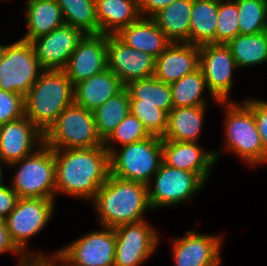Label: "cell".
<instances>
[{"label": "cell", "mask_w": 267, "mask_h": 266, "mask_svg": "<svg viewBox=\"0 0 267 266\" xmlns=\"http://www.w3.org/2000/svg\"><path fill=\"white\" fill-rule=\"evenodd\" d=\"M125 88L129 93L130 101H140V104L155 105L168 114L173 108L170 84L161 82L154 76L132 81Z\"/></svg>", "instance_id": "29"}, {"label": "cell", "mask_w": 267, "mask_h": 266, "mask_svg": "<svg viewBox=\"0 0 267 266\" xmlns=\"http://www.w3.org/2000/svg\"><path fill=\"white\" fill-rule=\"evenodd\" d=\"M238 9L235 0H218L215 43L226 44L239 35Z\"/></svg>", "instance_id": "35"}, {"label": "cell", "mask_w": 267, "mask_h": 266, "mask_svg": "<svg viewBox=\"0 0 267 266\" xmlns=\"http://www.w3.org/2000/svg\"><path fill=\"white\" fill-rule=\"evenodd\" d=\"M44 143V134L26 117L0 125V160L11 164L34 153V143Z\"/></svg>", "instance_id": "17"}, {"label": "cell", "mask_w": 267, "mask_h": 266, "mask_svg": "<svg viewBox=\"0 0 267 266\" xmlns=\"http://www.w3.org/2000/svg\"><path fill=\"white\" fill-rule=\"evenodd\" d=\"M104 229L86 234L57 253L70 266H114L115 231Z\"/></svg>", "instance_id": "13"}, {"label": "cell", "mask_w": 267, "mask_h": 266, "mask_svg": "<svg viewBox=\"0 0 267 266\" xmlns=\"http://www.w3.org/2000/svg\"><path fill=\"white\" fill-rule=\"evenodd\" d=\"M199 49V68L209 93L217 103L227 102L233 85L232 73L238 68L229 47L223 43H213L202 45Z\"/></svg>", "instance_id": "11"}, {"label": "cell", "mask_w": 267, "mask_h": 266, "mask_svg": "<svg viewBox=\"0 0 267 266\" xmlns=\"http://www.w3.org/2000/svg\"><path fill=\"white\" fill-rule=\"evenodd\" d=\"M199 46L171 43L156 59L154 77L166 84L180 80L199 68Z\"/></svg>", "instance_id": "20"}, {"label": "cell", "mask_w": 267, "mask_h": 266, "mask_svg": "<svg viewBox=\"0 0 267 266\" xmlns=\"http://www.w3.org/2000/svg\"><path fill=\"white\" fill-rule=\"evenodd\" d=\"M193 0H175L152 19L171 43H190Z\"/></svg>", "instance_id": "25"}, {"label": "cell", "mask_w": 267, "mask_h": 266, "mask_svg": "<svg viewBox=\"0 0 267 266\" xmlns=\"http://www.w3.org/2000/svg\"><path fill=\"white\" fill-rule=\"evenodd\" d=\"M130 112L137 117L150 135L163 137L168 124V113L155 105L130 101Z\"/></svg>", "instance_id": "36"}, {"label": "cell", "mask_w": 267, "mask_h": 266, "mask_svg": "<svg viewBox=\"0 0 267 266\" xmlns=\"http://www.w3.org/2000/svg\"><path fill=\"white\" fill-rule=\"evenodd\" d=\"M130 112V96L124 87L93 111L96 129L104 142Z\"/></svg>", "instance_id": "28"}, {"label": "cell", "mask_w": 267, "mask_h": 266, "mask_svg": "<svg viewBox=\"0 0 267 266\" xmlns=\"http://www.w3.org/2000/svg\"><path fill=\"white\" fill-rule=\"evenodd\" d=\"M124 87L118 76L107 68L74 86V102L94 111Z\"/></svg>", "instance_id": "21"}, {"label": "cell", "mask_w": 267, "mask_h": 266, "mask_svg": "<svg viewBox=\"0 0 267 266\" xmlns=\"http://www.w3.org/2000/svg\"><path fill=\"white\" fill-rule=\"evenodd\" d=\"M44 143L52 149H79L103 146L96 129L93 111L73 102L58 116L44 134Z\"/></svg>", "instance_id": "4"}, {"label": "cell", "mask_w": 267, "mask_h": 266, "mask_svg": "<svg viewBox=\"0 0 267 266\" xmlns=\"http://www.w3.org/2000/svg\"><path fill=\"white\" fill-rule=\"evenodd\" d=\"M52 262L59 261V266H70L58 253H55V255H52L51 258H49ZM64 262V263H63Z\"/></svg>", "instance_id": "43"}, {"label": "cell", "mask_w": 267, "mask_h": 266, "mask_svg": "<svg viewBox=\"0 0 267 266\" xmlns=\"http://www.w3.org/2000/svg\"><path fill=\"white\" fill-rule=\"evenodd\" d=\"M175 0H138L139 11L145 14L143 17L152 18L160 10L166 8L168 5L173 3Z\"/></svg>", "instance_id": "40"}, {"label": "cell", "mask_w": 267, "mask_h": 266, "mask_svg": "<svg viewBox=\"0 0 267 266\" xmlns=\"http://www.w3.org/2000/svg\"><path fill=\"white\" fill-rule=\"evenodd\" d=\"M28 31L23 40H32L49 34L65 24L62 10L56 0H28L26 4Z\"/></svg>", "instance_id": "24"}, {"label": "cell", "mask_w": 267, "mask_h": 266, "mask_svg": "<svg viewBox=\"0 0 267 266\" xmlns=\"http://www.w3.org/2000/svg\"><path fill=\"white\" fill-rule=\"evenodd\" d=\"M19 197L15 190L6 185L0 187V219L5 220L14 210Z\"/></svg>", "instance_id": "39"}, {"label": "cell", "mask_w": 267, "mask_h": 266, "mask_svg": "<svg viewBox=\"0 0 267 266\" xmlns=\"http://www.w3.org/2000/svg\"><path fill=\"white\" fill-rule=\"evenodd\" d=\"M226 107V148L239 155L246 163H265L264 145L252 110L243 104L219 102Z\"/></svg>", "instance_id": "7"}, {"label": "cell", "mask_w": 267, "mask_h": 266, "mask_svg": "<svg viewBox=\"0 0 267 266\" xmlns=\"http://www.w3.org/2000/svg\"><path fill=\"white\" fill-rule=\"evenodd\" d=\"M74 102V86L64 70H44L24 97L25 116L43 133Z\"/></svg>", "instance_id": "3"}, {"label": "cell", "mask_w": 267, "mask_h": 266, "mask_svg": "<svg viewBox=\"0 0 267 266\" xmlns=\"http://www.w3.org/2000/svg\"><path fill=\"white\" fill-rule=\"evenodd\" d=\"M116 36L127 46L143 51L155 59L171 44L152 18L141 17L122 28Z\"/></svg>", "instance_id": "22"}, {"label": "cell", "mask_w": 267, "mask_h": 266, "mask_svg": "<svg viewBox=\"0 0 267 266\" xmlns=\"http://www.w3.org/2000/svg\"><path fill=\"white\" fill-rule=\"evenodd\" d=\"M65 24L81 30L84 34H100L96 18L95 0H56Z\"/></svg>", "instance_id": "31"}, {"label": "cell", "mask_w": 267, "mask_h": 266, "mask_svg": "<svg viewBox=\"0 0 267 266\" xmlns=\"http://www.w3.org/2000/svg\"><path fill=\"white\" fill-rule=\"evenodd\" d=\"M205 107H173L168 114L167 130L162 140L197 142Z\"/></svg>", "instance_id": "26"}, {"label": "cell", "mask_w": 267, "mask_h": 266, "mask_svg": "<svg viewBox=\"0 0 267 266\" xmlns=\"http://www.w3.org/2000/svg\"><path fill=\"white\" fill-rule=\"evenodd\" d=\"M2 161L0 160V187L3 185V183H2V163H1Z\"/></svg>", "instance_id": "45"}, {"label": "cell", "mask_w": 267, "mask_h": 266, "mask_svg": "<svg viewBox=\"0 0 267 266\" xmlns=\"http://www.w3.org/2000/svg\"><path fill=\"white\" fill-rule=\"evenodd\" d=\"M154 178V188L147 186L151 209L185 202L205 184L197 173L172 168L164 162L161 163Z\"/></svg>", "instance_id": "10"}, {"label": "cell", "mask_w": 267, "mask_h": 266, "mask_svg": "<svg viewBox=\"0 0 267 266\" xmlns=\"http://www.w3.org/2000/svg\"><path fill=\"white\" fill-rule=\"evenodd\" d=\"M244 103L253 112L257 129L264 145L265 162H267V102L259 99H248Z\"/></svg>", "instance_id": "38"}, {"label": "cell", "mask_w": 267, "mask_h": 266, "mask_svg": "<svg viewBox=\"0 0 267 266\" xmlns=\"http://www.w3.org/2000/svg\"><path fill=\"white\" fill-rule=\"evenodd\" d=\"M43 71L31 42L20 39L6 45L0 62V89L25 97Z\"/></svg>", "instance_id": "8"}, {"label": "cell", "mask_w": 267, "mask_h": 266, "mask_svg": "<svg viewBox=\"0 0 267 266\" xmlns=\"http://www.w3.org/2000/svg\"><path fill=\"white\" fill-rule=\"evenodd\" d=\"M56 193L93 199L110 174V154L104 146L53 149Z\"/></svg>", "instance_id": "1"}, {"label": "cell", "mask_w": 267, "mask_h": 266, "mask_svg": "<svg viewBox=\"0 0 267 266\" xmlns=\"http://www.w3.org/2000/svg\"><path fill=\"white\" fill-rule=\"evenodd\" d=\"M110 154V174L123 180L151 185L152 176L163 162L162 138H149L121 146ZM151 180V181H150Z\"/></svg>", "instance_id": "5"}, {"label": "cell", "mask_w": 267, "mask_h": 266, "mask_svg": "<svg viewBox=\"0 0 267 266\" xmlns=\"http://www.w3.org/2000/svg\"><path fill=\"white\" fill-rule=\"evenodd\" d=\"M17 266H56L48 257L47 258H27L22 256Z\"/></svg>", "instance_id": "42"}, {"label": "cell", "mask_w": 267, "mask_h": 266, "mask_svg": "<svg viewBox=\"0 0 267 266\" xmlns=\"http://www.w3.org/2000/svg\"><path fill=\"white\" fill-rule=\"evenodd\" d=\"M105 69H107V35L85 34L70 56L64 71L75 86Z\"/></svg>", "instance_id": "16"}, {"label": "cell", "mask_w": 267, "mask_h": 266, "mask_svg": "<svg viewBox=\"0 0 267 266\" xmlns=\"http://www.w3.org/2000/svg\"><path fill=\"white\" fill-rule=\"evenodd\" d=\"M107 68L126 86L132 81L153 77L155 58L127 46L116 35H107Z\"/></svg>", "instance_id": "14"}, {"label": "cell", "mask_w": 267, "mask_h": 266, "mask_svg": "<svg viewBox=\"0 0 267 266\" xmlns=\"http://www.w3.org/2000/svg\"><path fill=\"white\" fill-rule=\"evenodd\" d=\"M237 67H248L267 62V31L237 35L226 43Z\"/></svg>", "instance_id": "30"}, {"label": "cell", "mask_w": 267, "mask_h": 266, "mask_svg": "<svg viewBox=\"0 0 267 266\" xmlns=\"http://www.w3.org/2000/svg\"><path fill=\"white\" fill-rule=\"evenodd\" d=\"M84 35L78 28L64 24L32 40L31 44L44 70H64Z\"/></svg>", "instance_id": "15"}, {"label": "cell", "mask_w": 267, "mask_h": 266, "mask_svg": "<svg viewBox=\"0 0 267 266\" xmlns=\"http://www.w3.org/2000/svg\"><path fill=\"white\" fill-rule=\"evenodd\" d=\"M173 107L206 106L202 93L207 88L200 68L170 84Z\"/></svg>", "instance_id": "32"}, {"label": "cell", "mask_w": 267, "mask_h": 266, "mask_svg": "<svg viewBox=\"0 0 267 266\" xmlns=\"http://www.w3.org/2000/svg\"><path fill=\"white\" fill-rule=\"evenodd\" d=\"M95 8L100 34L104 35H116L143 17L138 0H95Z\"/></svg>", "instance_id": "23"}, {"label": "cell", "mask_w": 267, "mask_h": 266, "mask_svg": "<svg viewBox=\"0 0 267 266\" xmlns=\"http://www.w3.org/2000/svg\"><path fill=\"white\" fill-rule=\"evenodd\" d=\"M218 0H193L190 20V44L215 43Z\"/></svg>", "instance_id": "27"}, {"label": "cell", "mask_w": 267, "mask_h": 266, "mask_svg": "<svg viewBox=\"0 0 267 266\" xmlns=\"http://www.w3.org/2000/svg\"><path fill=\"white\" fill-rule=\"evenodd\" d=\"M5 49H6V45L0 44V62H1V59L3 57Z\"/></svg>", "instance_id": "44"}, {"label": "cell", "mask_w": 267, "mask_h": 266, "mask_svg": "<svg viewBox=\"0 0 267 266\" xmlns=\"http://www.w3.org/2000/svg\"><path fill=\"white\" fill-rule=\"evenodd\" d=\"M172 241L175 266H219L222 237L187 231Z\"/></svg>", "instance_id": "18"}, {"label": "cell", "mask_w": 267, "mask_h": 266, "mask_svg": "<svg viewBox=\"0 0 267 266\" xmlns=\"http://www.w3.org/2000/svg\"><path fill=\"white\" fill-rule=\"evenodd\" d=\"M147 186L109 174L107 181L92 199L100 223L114 229L124 224L144 221L142 215L150 209Z\"/></svg>", "instance_id": "2"}, {"label": "cell", "mask_w": 267, "mask_h": 266, "mask_svg": "<svg viewBox=\"0 0 267 266\" xmlns=\"http://www.w3.org/2000/svg\"><path fill=\"white\" fill-rule=\"evenodd\" d=\"M9 165H19L11 187L19 198L55 199V158L52 148L43 143L39 150Z\"/></svg>", "instance_id": "6"}, {"label": "cell", "mask_w": 267, "mask_h": 266, "mask_svg": "<svg viewBox=\"0 0 267 266\" xmlns=\"http://www.w3.org/2000/svg\"><path fill=\"white\" fill-rule=\"evenodd\" d=\"M197 142L162 140L163 162L172 168L197 173L205 182L220 151H203Z\"/></svg>", "instance_id": "19"}, {"label": "cell", "mask_w": 267, "mask_h": 266, "mask_svg": "<svg viewBox=\"0 0 267 266\" xmlns=\"http://www.w3.org/2000/svg\"><path fill=\"white\" fill-rule=\"evenodd\" d=\"M4 252L16 253L18 255L21 253L11 241L5 220L0 219V254Z\"/></svg>", "instance_id": "41"}, {"label": "cell", "mask_w": 267, "mask_h": 266, "mask_svg": "<svg viewBox=\"0 0 267 266\" xmlns=\"http://www.w3.org/2000/svg\"><path fill=\"white\" fill-rule=\"evenodd\" d=\"M238 9L239 34L267 31L266 0H235Z\"/></svg>", "instance_id": "33"}, {"label": "cell", "mask_w": 267, "mask_h": 266, "mask_svg": "<svg viewBox=\"0 0 267 266\" xmlns=\"http://www.w3.org/2000/svg\"><path fill=\"white\" fill-rule=\"evenodd\" d=\"M25 116L24 96L0 89V125Z\"/></svg>", "instance_id": "37"}, {"label": "cell", "mask_w": 267, "mask_h": 266, "mask_svg": "<svg viewBox=\"0 0 267 266\" xmlns=\"http://www.w3.org/2000/svg\"><path fill=\"white\" fill-rule=\"evenodd\" d=\"M54 200L19 198L14 210L5 219L11 241L27 258H47L45 254L25 252L28 238L41 231L52 217Z\"/></svg>", "instance_id": "9"}, {"label": "cell", "mask_w": 267, "mask_h": 266, "mask_svg": "<svg viewBox=\"0 0 267 266\" xmlns=\"http://www.w3.org/2000/svg\"><path fill=\"white\" fill-rule=\"evenodd\" d=\"M116 247L114 266H140L159 243L156 230L144 221L114 228Z\"/></svg>", "instance_id": "12"}, {"label": "cell", "mask_w": 267, "mask_h": 266, "mask_svg": "<svg viewBox=\"0 0 267 266\" xmlns=\"http://www.w3.org/2000/svg\"><path fill=\"white\" fill-rule=\"evenodd\" d=\"M150 136L151 135L145 129L142 122L131 112H129L128 115L123 119V121L103 142V146L109 152V154H111L115 150L112 146H110V142L112 141L119 142V144L121 143L123 146L145 140Z\"/></svg>", "instance_id": "34"}]
</instances>
